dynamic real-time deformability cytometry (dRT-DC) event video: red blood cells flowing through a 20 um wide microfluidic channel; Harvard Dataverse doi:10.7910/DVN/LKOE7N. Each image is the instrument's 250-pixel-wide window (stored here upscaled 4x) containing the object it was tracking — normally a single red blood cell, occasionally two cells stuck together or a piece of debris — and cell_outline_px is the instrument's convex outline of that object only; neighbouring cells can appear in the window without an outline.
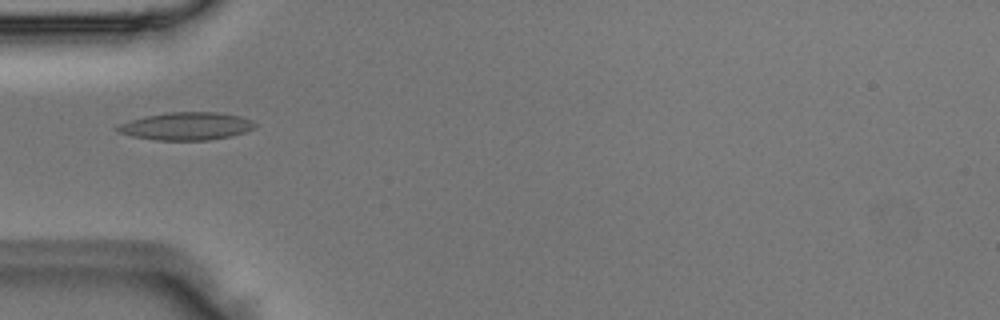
{"species": "Egyptian fruit bat (a non-hibernating species)", "species_latin": "Rousettus aegyptiacus", "temperature_condition": "room temperature", "stored_images_in_passage": 5, "camera_frame_rate_fps": 3000, "um_per_image_px": 0.085, "animal": {"sex": "male"}, "frame": {"image": 1, "passage_image": 5, "time_ms": 1.333, "image_size_px": [1000, 320], "cell_outline_px": [[256, 128], [232, 136], [208, 140], [156, 140], [132, 136], [116, 132], [112, 128], [120, 124], [144, 116], [168, 112], [216, 112], [240, 116], [252, 120], [256, 124]], "centroid_in_image_um": [15.83, 10.72], "position_along_channel_um": 69.2, "area_um2": 22.37}}